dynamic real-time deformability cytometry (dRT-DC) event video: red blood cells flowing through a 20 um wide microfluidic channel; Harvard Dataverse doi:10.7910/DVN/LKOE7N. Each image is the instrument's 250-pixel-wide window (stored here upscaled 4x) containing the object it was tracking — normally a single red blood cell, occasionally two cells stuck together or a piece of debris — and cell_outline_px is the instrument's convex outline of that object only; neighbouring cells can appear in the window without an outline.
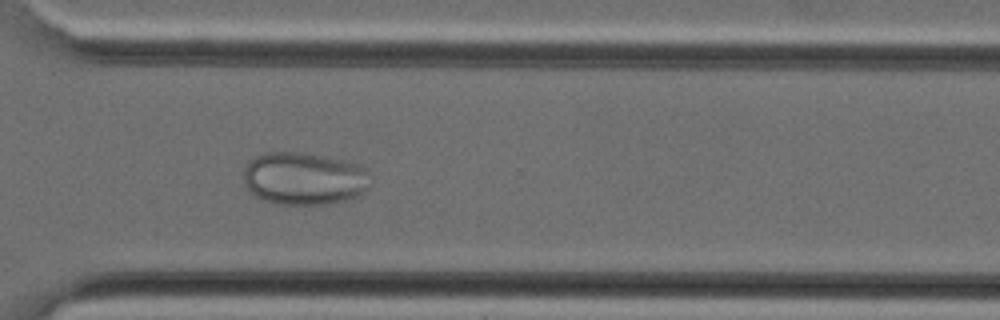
{"species": "Egyptian fruit bat (a non-hibernating species)", "species_latin": "Rousettus aegyptiacus", "temperature_condition": "cold", "stored_images_in_passage": 39, "camera_frame_rate_fps": 3000, "um_per_image_px": 0.085, "animal": {"sex": "female"}, "frame": {"image": 1, "passage_image": 28, "time_ms": 9.0, "image_size_px": [1000, 320], "cell_outline_px": [[368, 188], [360, 196], [344, 200], [324, 204], [276, 204], [264, 200], [256, 196], [244, 184], [244, 168], [248, 160], [264, 152], [296, 152], [324, 156], [356, 164], [364, 168]], "centroid_in_image_um": [25.78, 15.18], "position_along_channel_um": 344.8, "area_um2": 38.55}}